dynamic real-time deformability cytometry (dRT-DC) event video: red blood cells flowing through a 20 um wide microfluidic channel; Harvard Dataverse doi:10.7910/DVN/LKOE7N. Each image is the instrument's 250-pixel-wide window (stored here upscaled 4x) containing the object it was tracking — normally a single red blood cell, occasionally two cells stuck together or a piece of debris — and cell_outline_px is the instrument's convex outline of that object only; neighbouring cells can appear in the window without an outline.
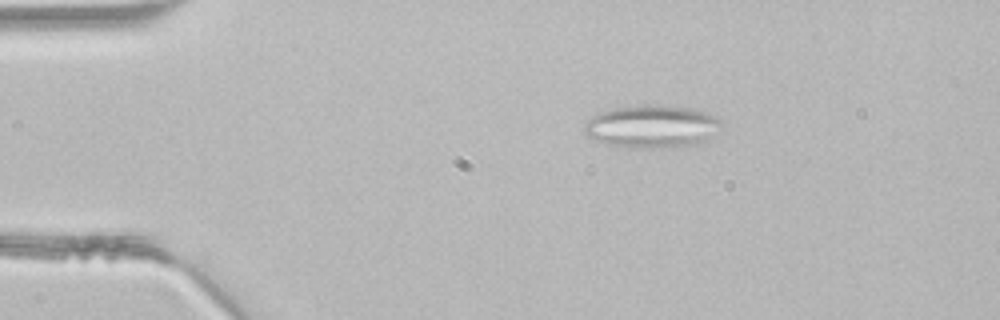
{"species": "common noctule bat (a hibernating species)", "species_latin": "Nyctalus noctula", "temperature_condition": "room temperature", "stored_images_in_passage": 3, "camera_frame_rate_fps": 3000, "um_per_image_px": 0.085, "animal": {"sex": "male", "body_mass_g": 21.5, "forearm_length_mm": 52.0}, "frame": {"image": 1, "passage_image": 2, "time_ms": 0.333, "image_size_px": [1000, 320], "cell_outline_px": [[720, 124], [708, 140], [700, 144], [676, 148], [624, 148], [608, 144], [596, 140], [588, 136], [584, 132], [584, 124], [592, 116], [600, 112], [612, 108], [640, 104], [656, 104], [692, 108], [708, 112], [716, 116], [720, 120]], "centroid_in_image_um": [55.41, 10.75], "position_along_channel_um": 29.6, "area_um2": 34.8}}